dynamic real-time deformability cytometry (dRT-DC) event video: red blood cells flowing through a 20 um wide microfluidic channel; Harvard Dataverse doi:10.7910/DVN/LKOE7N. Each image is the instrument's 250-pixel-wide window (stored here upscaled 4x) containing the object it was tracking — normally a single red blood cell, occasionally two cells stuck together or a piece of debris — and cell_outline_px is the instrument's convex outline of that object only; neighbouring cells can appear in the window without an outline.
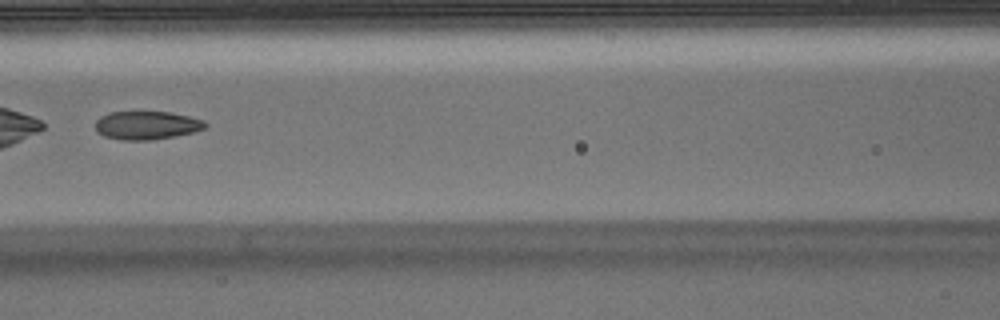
{"species": "Egyptian fruit bat (a non-hibernating species)", "species_latin": "Rousettus aegyptiacus", "temperature_condition": "warm", "stored_images_in_passage": 49, "camera_frame_rate_fps": 3000, "um_per_image_px": 0.085, "animal": {"sex": "male"}, "frame": {"image": 1, "passage_image": 22, "time_ms": 7.0, "image_size_px": [1000, 320], "cell_outline_px": [[208, 124], [204, 128], [192, 132], [152, 140], [120, 140], [104, 136], [96, 132], [96, 120], [100, 116], [112, 112], [168, 112], [188, 116], [204, 120]], "centroid_in_image_um": [12.44, 10.65], "position_along_channel_um": 154.2, "area_um2": 18.03}}
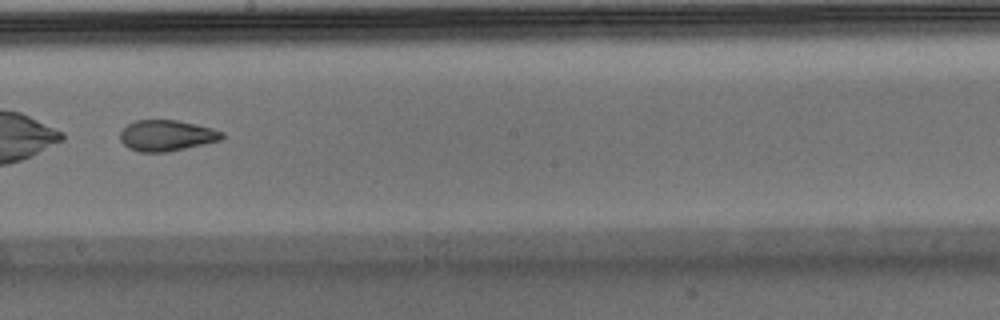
{"frame": {"image": 2, "passage_image": 28, "time_ms": 9.0, "image_size_px": [1000, 320], "cell_outline_px": [[224, 136], [220, 140], [204, 144], [168, 152], [140, 152], [128, 148], [120, 140], [120, 132], [128, 124], [136, 120], [176, 120], [212, 128], [224, 132]], "centroid_in_image_um": [14.15, 11.52], "position_along_channel_um": 234.0, "area_um2": 18.32}}